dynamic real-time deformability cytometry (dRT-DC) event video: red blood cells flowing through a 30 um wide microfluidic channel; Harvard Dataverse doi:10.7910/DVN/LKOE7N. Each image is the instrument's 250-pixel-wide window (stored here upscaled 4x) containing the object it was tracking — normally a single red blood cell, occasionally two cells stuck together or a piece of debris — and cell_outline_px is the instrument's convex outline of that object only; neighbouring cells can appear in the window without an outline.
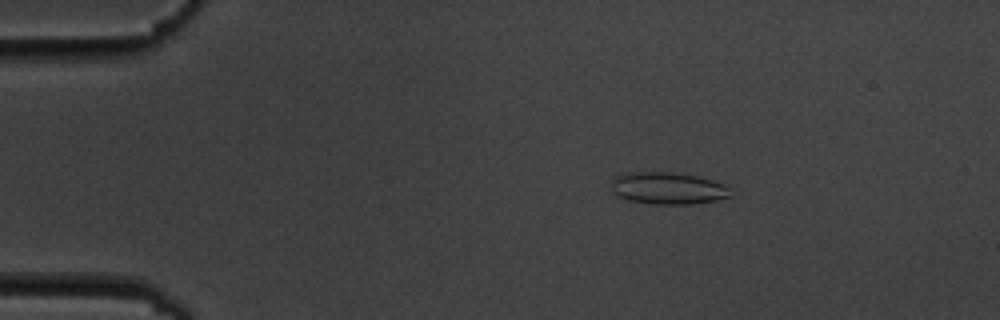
{"species": "common noctule bat (a hibernating species)", "species_latin": "Nyctalus noctula", "temperature_condition": "cold", "stored_images_in_passage": 4, "camera_frame_rate_fps": 3000, "um_per_image_px": 0.085, "animal": {"sex": "male", "body_mass_g": 19.5, "forearm_length_mm": 54.6}, "frame": {"image": 1, "passage_image": 2, "time_ms": 2.0, "image_size_px": [1000, 320], "cell_outline_px": [[732, 196], [716, 200], [692, 204], [652, 204], [628, 200], [612, 192], [612, 176], [624, 172], [672, 172], [696, 176], [712, 180], [724, 184], [728, 188]], "centroid_in_image_um": [56.73, 15.99], "position_along_channel_um": 28.3, "area_um2": 22.37}}